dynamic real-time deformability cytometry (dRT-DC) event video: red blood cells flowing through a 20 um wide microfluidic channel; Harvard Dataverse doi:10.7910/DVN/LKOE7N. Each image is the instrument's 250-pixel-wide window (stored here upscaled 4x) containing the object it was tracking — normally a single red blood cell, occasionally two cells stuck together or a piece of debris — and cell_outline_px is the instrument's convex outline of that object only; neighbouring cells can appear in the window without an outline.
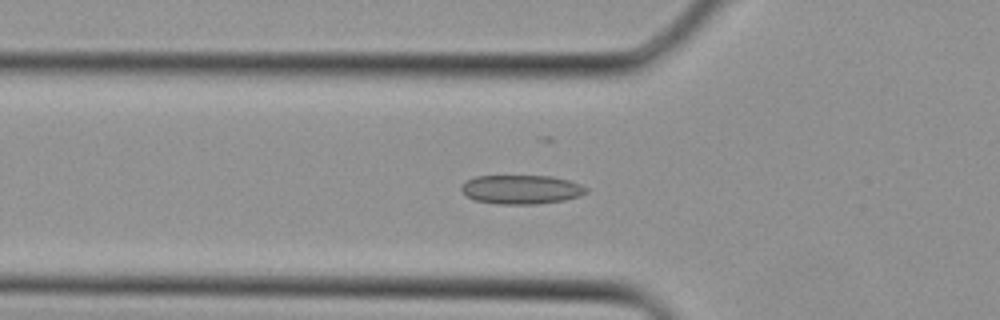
{"species": "Egyptian fruit bat (a non-hibernating species)", "species_latin": "Rousettus aegyptiacus", "temperature_condition": "cold", "stored_images_in_passage": 34, "camera_frame_rate_fps": 3000, "um_per_image_px": 0.085, "animal": {"sex": "female"}, "frame": {"image": 1, "passage_image": 12, "time_ms": 3.667, "image_size_px": [1000, 320], "cell_outline_px": [[588, 192], [580, 196], [564, 200], [536, 204], [496, 204], [476, 200], [464, 196], [460, 188], [460, 184], [464, 180], [476, 176], [552, 176], [568, 180], [580, 184], [588, 188]], "centroid_in_image_um": [44.27, 16.1], "position_along_channel_um": 81.5, "area_um2": 21.39}}
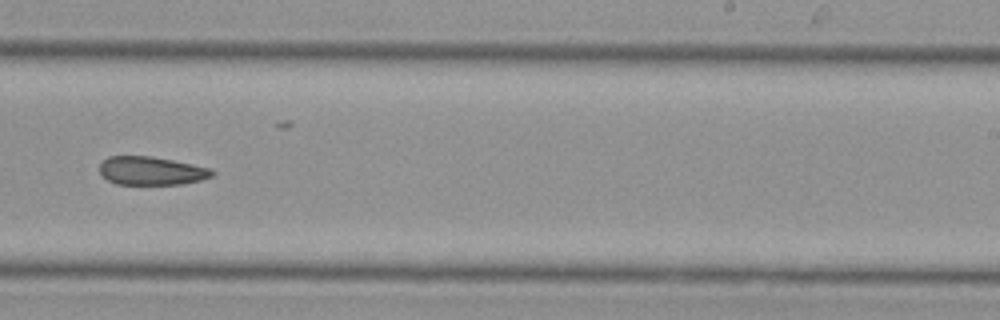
{"frame": {"image": 2, "passage_image": 22, "time_ms": 7.0, "image_size_px": [1000, 320], "cell_outline_px": [[216, 172], [212, 176], [200, 180], [184, 184], [116, 184], [108, 180], [100, 172], [100, 164], [108, 156], [152, 156], [212, 168]], "centroid_in_image_um": [12.89, 14.52], "position_along_channel_um": 276.1, "area_um2": 18.61}}
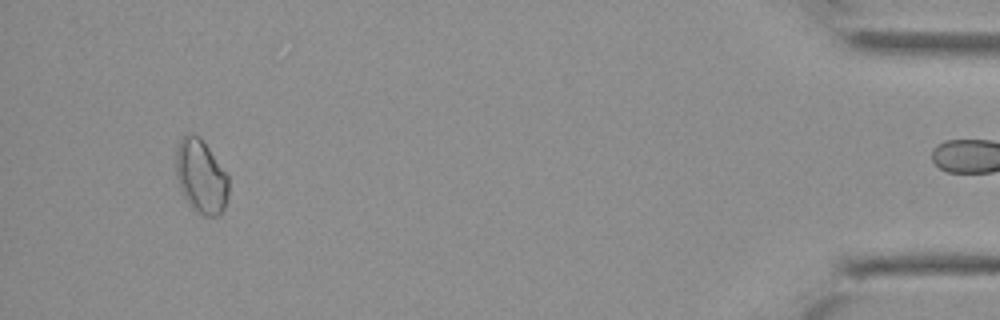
{"frame": {"image": 3, "passage_image": 33, "time_ms": 10.667, "image_size_px": [1000, 320], "cell_outline_px": [[228, 196], [224, 208], [220, 216], [204, 216], [188, 204], [180, 188], [176, 176], [176, 152], [180, 140], [188, 132], [200, 136], [228, 172]], "centroid_in_image_um": [17.11, 14.98], "position_along_channel_um": 418.1, "area_um2": 22.95}}